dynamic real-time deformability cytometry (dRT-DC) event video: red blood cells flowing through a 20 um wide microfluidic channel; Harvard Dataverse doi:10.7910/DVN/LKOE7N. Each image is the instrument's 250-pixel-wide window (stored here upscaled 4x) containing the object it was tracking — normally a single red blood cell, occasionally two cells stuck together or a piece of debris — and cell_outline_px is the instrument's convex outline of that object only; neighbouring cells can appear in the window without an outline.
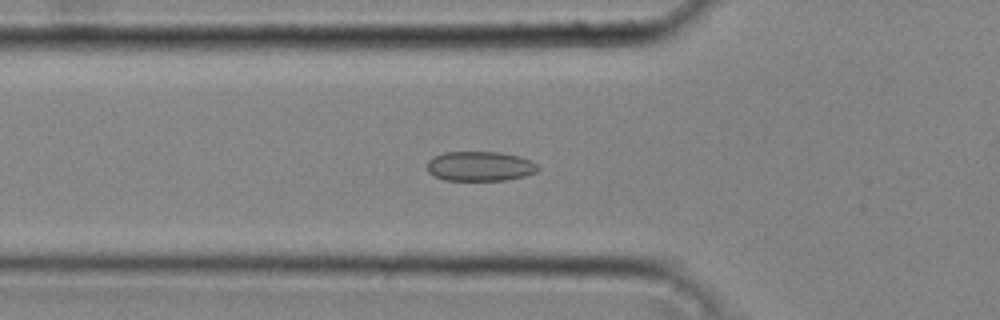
{"species": "common noctule bat (a hibernating species)", "species_latin": "Nyctalus noctula", "temperature_condition": "cold", "stored_images_in_passage": 44, "camera_frame_rate_fps": 3000, "um_per_image_px": 0.085, "animal": {"sex": "male", "body_mass_g": 20.4}, "frame": {"image": 1, "passage_image": 15, "time_ms": 4.667, "image_size_px": [1000, 320], "cell_outline_px": [[540, 168], [536, 172], [524, 176], [504, 180], [444, 180], [428, 172], [428, 160], [432, 156], [444, 152], [500, 152], [532, 160]], "centroid_in_image_um": [40.79, 14.12], "position_along_channel_um": 85.0, "area_um2": 19.13}}
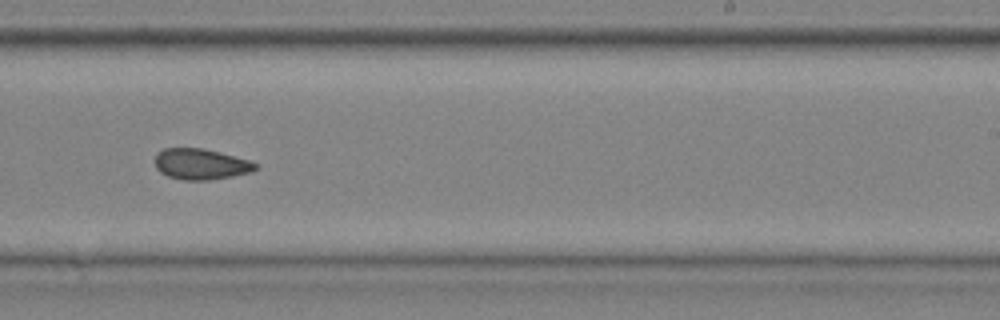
{"frame": {"image": 2, "passage_image": 28, "time_ms": 9.0, "image_size_px": [1000, 320], "cell_outline_px": [[260, 168], [252, 172], [232, 176], [208, 180], [184, 180], [168, 176], [160, 172], [156, 168], [156, 152], [164, 148], [204, 148], [220, 152], [248, 160], [260, 164]], "centroid_in_image_um": [17.1, 13.95], "position_along_channel_um": 271.9, "area_um2": 18.21}}
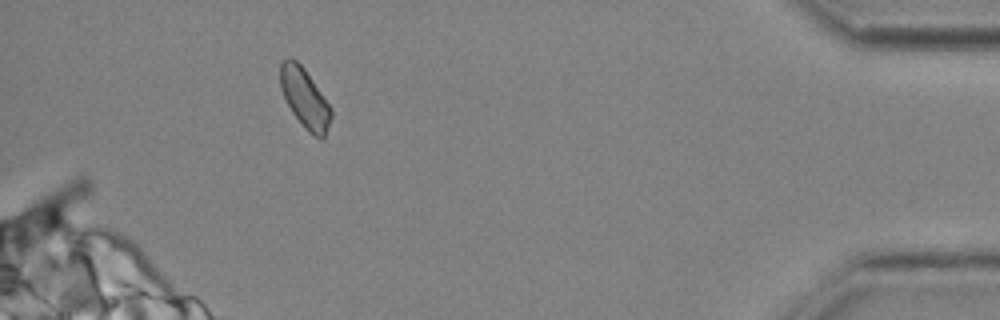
{"frame": {"image": 3, "passage_image": 41, "time_ms": 13.333, "image_size_px": [1000, 320], "cell_outline_px": [[332, 116], [324, 140], [320, 140], [308, 132], [304, 128], [292, 112], [280, 88], [280, 64], [288, 56], [292, 56], [304, 68], [332, 108]], "centroid_in_image_um": [25.92, 8.36], "position_along_channel_um": 409.3, "area_um2": 17.8}, "authors_computed_cell_mechanics": {"area_um2": 18.5538, "velocity_mm_per_s": 4.3198, "shape_relaxation_time_tau1_ms": null, "shape_relaxation_time_tau2_ms": 2.3348, "deformation_change_tau1": null, "deformation_change_tau2": 0.0564}}